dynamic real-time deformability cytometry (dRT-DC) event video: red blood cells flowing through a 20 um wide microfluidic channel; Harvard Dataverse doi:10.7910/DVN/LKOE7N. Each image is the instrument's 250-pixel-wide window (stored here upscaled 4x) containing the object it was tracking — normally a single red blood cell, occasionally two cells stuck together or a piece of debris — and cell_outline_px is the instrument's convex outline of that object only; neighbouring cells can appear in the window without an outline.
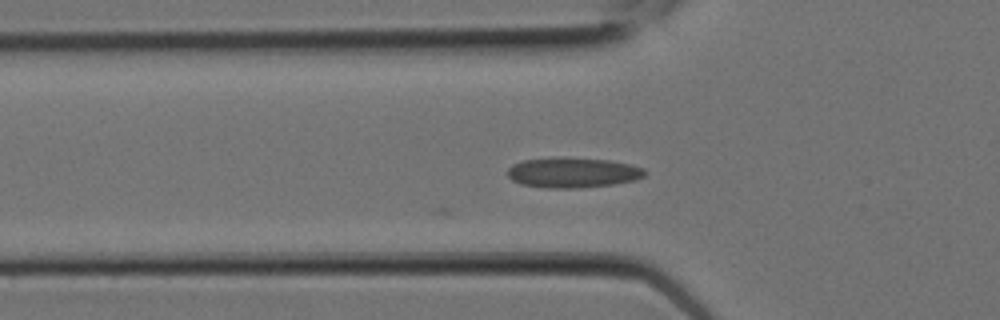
{"species": "Egyptian fruit bat (a non-hibernating species)", "species_latin": "Rousettus aegyptiacus", "temperature_condition": "room temperature", "stored_images_in_passage": 9, "camera_frame_rate_fps": 3000, "um_per_image_px": 0.085, "animal": {"sex": "female"}, "frame": {"image": 1, "passage_image": 6, "time_ms": 1.667, "image_size_px": [1000, 320], "cell_outline_px": [[648, 172], [644, 176], [636, 180], [612, 184], [580, 188], [548, 188], [520, 184], [512, 180], [508, 176], [508, 168], [512, 164], [524, 160], [608, 160], [632, 164], [644, 168]], "centroid_in_image_um": [48.74, 14.72], "position_along_channel_um": 77.1, "area_um2": 23.29}}
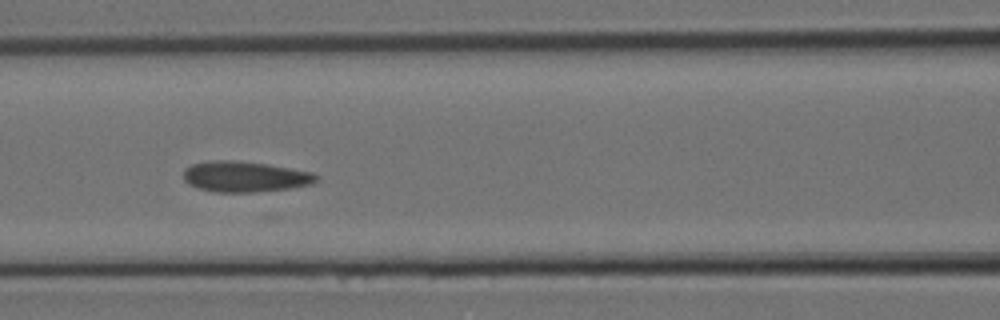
{"frame": {"image": 2, "passage_image": 8, "time_ms": 2.333, "image_size_px": [1000, 320], "cell_outline_px": [[320, 180], [312, 184], [292, 188], [252, 192], [216, 192], [196, 188], [188, 184], [184, 180], [184, 168], [192, 164], [212, 160], [228, 160], [264, 164], [312, 172], [320, 176]], "centroid_in_image_um": [20.82, 15.02], "position_along_channel_um": 145.8, "area_um2": 23.76}}
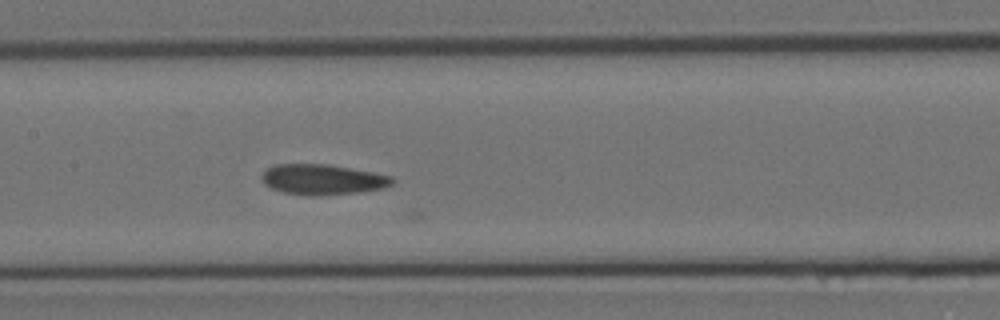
{"frame": {"image": 3, "passage_image": 9, "time_ms": 2.667, "image_size_px": [1000, 320], "cell_outline_px": [[396, 180], [392, 184], [380, 188], [360, 192], [320, 196], [308, 196], [284, 192], [272, 188], [264, 184], [260, 176], [268, 168], [276, 164], [328, 164], [372, 172], [392, 176]], "centroid_in_image_um": [27.41, 15.26], "position_along_channel_um": 180.0, "area_um2": 23.12}}